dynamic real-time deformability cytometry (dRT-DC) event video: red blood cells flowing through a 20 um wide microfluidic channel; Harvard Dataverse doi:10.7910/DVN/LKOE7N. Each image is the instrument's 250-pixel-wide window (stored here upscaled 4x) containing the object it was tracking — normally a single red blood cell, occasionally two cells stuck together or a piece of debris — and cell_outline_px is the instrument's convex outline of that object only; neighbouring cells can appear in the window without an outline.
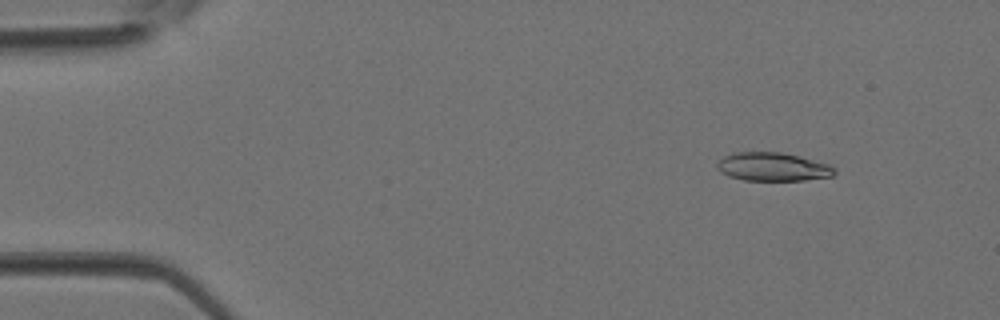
{"species": "Egyptian fruit bat (a non-hibernating species)", "species_latin": "Rousettus aegyptiacus", "temperature_condition": "room temperature", "stored_images_in_passage": 3, "camera_frame_rate_fps": 3000, "um_per_image_px": 0.085, "animal": {"sex": "female"}, "frame": {"image": 1, "passage_image": 1, "time_ms": 0.0, "image_size_px": [1000, 320], "cell_outline_px": [[836, 172], [832, 176], [804, 180], [744, 180], [728, 176], [720, 172], [716, 168], [716, 160], [724, 156], [736, 152], [780, 152], [800, 156], [828, 164], [836, 168]], "centroid_in_image_um": [65.65, 14.17], "position_along_channel_um": 19.4, "area_um2": 19.59}}
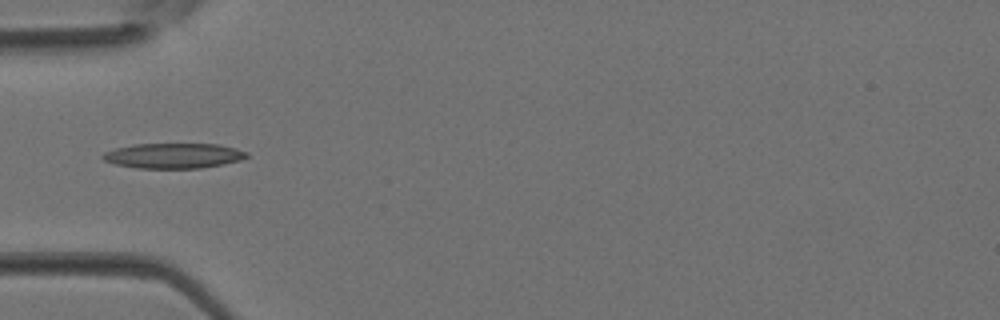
{"frame": {"image": 2, "passage_image": 3, "time_ms": 0.667, "image_size_px": [1000, 320], "cell_outline_px": [[248, 156], [240, 160], [224, 164], [200, 168], [136, 168], [116, 164], [104, 160], [100, 156], [104, 152], [116, 148], [136, 144], [220, 144], [236, 148], [248, 152]], "centroid_in_image_um": [14.77, 13.23], "position_along_channel_um": 70.2, "area_um2": 21.1}}